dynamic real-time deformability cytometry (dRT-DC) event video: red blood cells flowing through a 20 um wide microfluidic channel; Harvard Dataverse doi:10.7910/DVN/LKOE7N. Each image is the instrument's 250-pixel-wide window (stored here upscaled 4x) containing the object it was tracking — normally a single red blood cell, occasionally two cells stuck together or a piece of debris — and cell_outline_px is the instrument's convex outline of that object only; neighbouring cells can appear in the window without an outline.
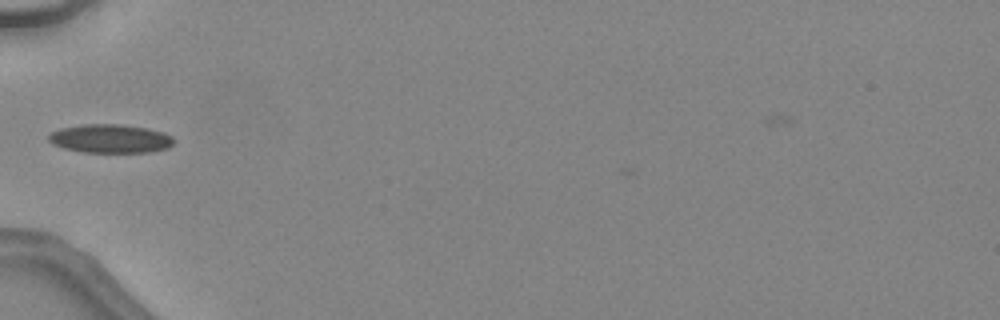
{"species": "common noctule bat (a hibernating species)", "species_latin": "Nyctalus noctula", "temperature_condition": "warm", "stored_images_in_passage": 30, "camera_frame_rate_fps": 3000, "um_per_image_px": 0.085, "animal": {"sex": "female", "body_mass_g": 24.6, "forearm_length_mm": 56.2}, "frame": {"image": 1, "passage_image": 1, "time_ms": 0.0, "image_size_px": [1000, 320], "cell_outline_px": [[176, 140], [168, 148], [148, 152], [80, 152], [64, 148], [52, 144], [48, 140], [48, 136], [52, 132], [60, 128], [84, 124], [120, 124], [148, 128], [164, 132], [172, 136]], "centroid_in_image_um": [9.39, 11.78], "position_along_channel_um": 75.6, "area_um2": 21.04}}
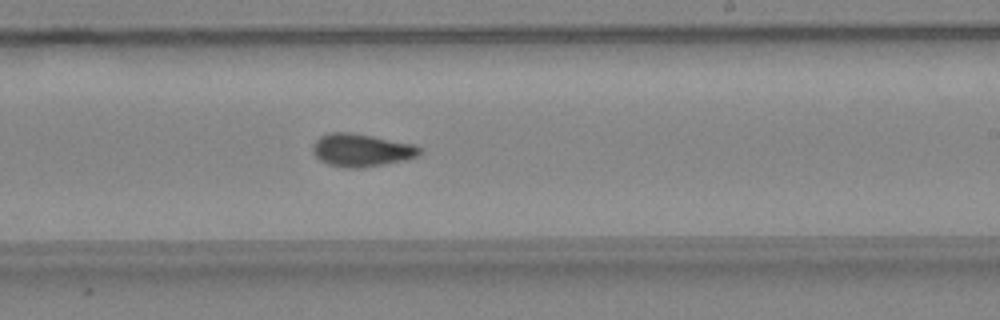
{"frame": {"image": 2, "passage_image": 13, "time_ms": 4.0, "image_size_px": [1000, 320], "cell_outline_px": [[420, 152], [416, 156], [404, 160], [364, 168], [344, 168], [328, 164], [320, 160], [312, 152], [312, 144], [320, 136], [328, 132], [352, 132], [412, 144], [420, 148]], "centroid_in_image_um": [30.65, 12.76], "position_along_channel_um": 258.4, "area_um2": 20.4}}
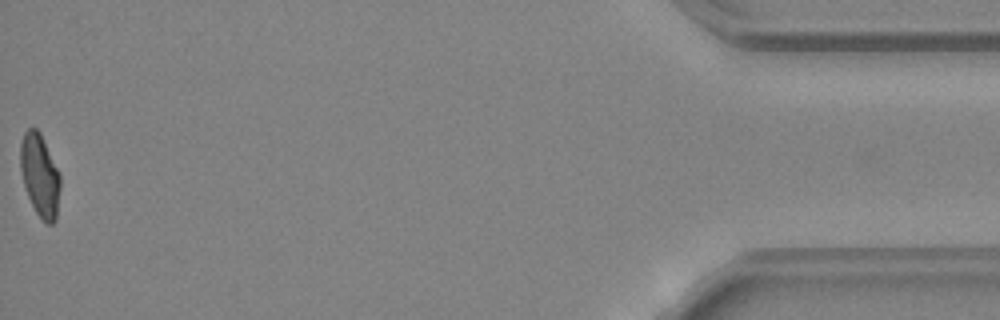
{"frame": {"image": 3, "passage_image": 30, "time_ms": 9.667, "image_size_px": [1000, 320], "cell_outline_px": [[60, 188], [56, 220], [52, 224], [48, 224], [36, 212], [28, 196], [24, 184], [20, 168], [20, 144], [24, 132], [28, 128], [36, 128], [40, 132], [60, 172]], "centroid_in_image_um": [3.4, 14.87], "position_along_channel_um": 431.8, "area_um2": 19.19}, "authors_computed_cell_mechanics": {"area_um2": 19.6231, "velocity_mm_per_s": 4.5592, "shape_relaxation_time_tau1_ms": 7.4173, "shape_relaxation_time_tau2_ms": 1.702, "deformation_change_tau1": 0.1954, "deformation_change_tau2": 0.0674}}